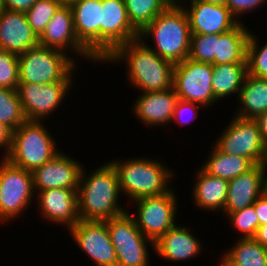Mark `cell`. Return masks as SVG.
Here are the masks:
<instances>
[{
	"label": "cell",
	"instance_id": "1",
	"mask_svg": "<svg viewBox=\"0 0 267 266\" xmlns=\"http://www.w3.org/2000/svg\"><path fill=\"white\" fill-rule=\"evenodd\" d=\"M125 64L127 82L140 93L163 91L173 87L175 64L162 59L140 38L119 45L103 64ZM112 62V63H111ZM124 62V63H123Z\"/></svg>",
	"mask_w": 267,
	"mask_h": 266
},
{
	"label": "cell",
	"instance_id": "2",
	"mask_svg": "<svg viewBox=\"0 0 267 266\" xmlns=\"http://www.w3.org/2000/svg\"><path fill=\"white\" fill-rule=\"evenodd\" d=\"M87 173L83 166L78 185L80 220L105 221L125 213L127 210L119 203L122 194L113 164L106 161Z\"/></svg>",
	"mask_w": 267,
	"mask_h": 266
},
{
	"label": "cell",
	"instance_id": "3",
	"mask_svg": "<svg viewBox=\"0 0 267 266\" xmlns=\"http://www.w3.org/2000/svg\"><path fill=\"white\" fill-rule=\"evenodd\" d=\"M109 161L117 171L121 194L131 202L165 194L172 188L171 182L176 174L161 159L134 156Z\"/></svg>",
	"mask_w": 267,
	"mask_h": 266
},
{
	"label": "cell",
	"instance_id": "4",
	"mask_svg": "<svg viewBox=\"0 0 267 266\" xmlns=\"http://www.w3.org/2000/svg\"><path fill=\"white\" fill-rule=\"evenodd\" d=\"M139 38L162 59L174 64L184 61L189 55L191 38L185 9L171 4L139 33ZM151 38L153 47L147 43Z\"/></svg>",
	"mask_w": 267,
	"mask_h": 266
},
{
	"label": "cell",
	"instance_id": "5",
	"mask_svg": "<svg viewBox=\"0 0 267 266\" xmlns=\"http://www.w3.org/2000/svg\"><path fill=\"white\" fill-rule=\"evenodd\" d=\"M47 129L44 121L26 120L13 131L11 148L5 158L31 172L51 160L61 150Z\"/></svg>",
	"mask_w": 267,
	"mask_h": 266
},
{
	"label": "cell",
	"instance_id": "6",
	"mask_svg": "<svg viewBox=\"0 0 267 266\" xmlns=\"http://www.w3.org/2000/svg\"><path fill=\"white\" fill-rule=\"evenodd\" d=\"M75 55L57 49L36 46L18 55L19 83L49 84L74 81L79 62ZM77 63H76V61Z\"/></svg>",
	"mask_w": 267,
	"mask_h": 266
},
{
	"label": "cell",
	"instance_id": "7",
	"mask_svg": "<svg viewBox=\"0 0 267 266\" xmlns=\"http://www.w3.org/2000/svg\"><path fill=\"white\" fill-rule=\"evenodd\" d=\"M0 224L21 218L35 201L32 172L0 158Z\"/></svg>",
	"mask_w": 267,
	"mask_h": 266
},
{
	"label": "cell",
	"instance_id": "8",
	"mask_svg": "<svg viewBox=\"0 0 267 266\" xmlns=\"http://www.w3.org/2000/svg\"><path fill=\"white\" fill-rule=\"evenodd\" d=\"M105 222L117 256V266H151L148 248L154 251V242L138 229L130 211Z\"/></svg>",
	"mask_w": 267,
	"mask_h": 266
},
{
	"label": "cell",
	"instance_id": "9",
	"mask_svg": "<svg viewBox=\"0 0 267 266\" xmlns=\"http://www.w3.org/2000/svg\"><path fill=\"white\" fill-rule=\"evenodd\" d=\"M176 194V195H175ZM178 196L171 188L159 196L144 197L133 201L136 211L130 215L138 229L150 240L156 242L176 225Z\"/></svg>",
	"mask_w": 267,
	"mask_h": 266
},
{
	"label": "cell",
	"instance_id": "10",
	"mask_svg": "<svg viewBox=\"0 0 267 266\" xmlns=\"http://www.w3.org/2000/svg\"><path fill=\"white\" fill-rule=\"evenodd\" d=\"M212 71V64L190 58L175 64L173 87L178 99L201 105V109L219 103L212 90Z\"/></svg>",
	"mask_w": 267,
	"mask_h": 266
},
{
	"label": "cell",
	"instance_id": "11",
	"mask_svg": "<svg viewBox=\"0 0 267 266\" xmlns=\"http://www.w3.org/2000/svg\"><path fill=\"white\" fill-rule=\"evenodd\" d=\"M229 124L212 143L219 151L248 158L254 165L264 158L265 142L255 119L232 115Z\"/></svg>",
	"mask_w": 267,
	"mask_h": 266
},
{
	"label": "cell",
	"instance_id": "12",
	"mask_svg": "<svg viewBox=\"0 0 267 266\" xmlns=\"http://www.w3.org/2000/svg\"><path fill=\"white\" fill-rule=\"evenodd\" d=\"M75 81L49 84L19 83L18 94L27 120L47 121L70 94ZM48 117V118H47Z\"/></svg>",
	"mask_w": 267,
	"mask_h": 266
},
{
	"label": "cell",
	"instance_id": "13",
	"mask_svg": "<svg viewBox=\"0 0 267 266\" xmlns=\"http://www.w3.org/2000/svg\"><path fill=\"white\" fill-rule=\"evenodd\" d=\"M68 233L95 266H117V256L105 221L79 220Z\"/></svg>",
	"mask_w": 267,
	"mask_h": 266
},
{
	"label": "cell",
	"instance_id": "14",
	"mask_svg": "<svg viewBox=\"0 0 267 266\" xmlns=\"http://www.w3.org/2000/svg\"><path fill=\"white\" fill-rule=\"evenodd\" d=\"M39 45L69 53L70 56L75 54L77 59L80 58L83 60L84 58L89 63L94 62V65L97 64L96 62L99 63L78 41L70 5H61L58 8L47 24L44 32L39 37Z\"/></svg>",
	"mask_w": 267,
	"mask_h": 266
},
{
	"label": "cell",
	"instance_id": "15",
	"mask_svg": "<svg viewBox=\"0 0 267 266\" xmlns=\"http://www.w3.org/2000/svg\"><path fill=\"white\" fill-rule=\"evenodd\" d=\"M139 38L132 26L124 0H102L101 11V63L119 45Z\"/></svg>",
	"mask_w": 267,
	"mask_h": 266
},
{
	"label": "cell",
	"instance_id": "16",
	"mask_svg": "<svg viewBox=\"0 0 267 266\" xmlns=\"http://www.w3.org/2000/svg\"><path fill=\"white\" fill-rule=\"evenodd\" d=\"M75 159L74 156L70 157L61 149L51 160L34 169L32 177L35 194L56 188L78 190L80 173L84 164Z\"/></svg>",
	"mask_w": 267,
	"mask_h": 266
},
{
	"label": "cell",
	"instance_id": "17",
	"mask_svg": "<svg viewBox=\"0 0 267 266\" xmlns=\"http://www.w3.org/2000/svg\"><path fill=\"white\" fill-rule=\"evenodd\" d=\"M180 5L186 11L191 34H223L239 24L226 5L200 0H186Z\"/></svg>",
	"mask_w": 267,
	"mask_h": 266
},
{
	"label": "cell",
	"instance_id": "18",
	"mask_svg": "<svg viewBox=\"0 0 267 266\" xmlns=\"http://www.w3.org/2000/svg\"><path fill=\"white\" fill-rule=\"evenodd\" d=\"M35 197L38 213L46 223L65 225L69 230L79 222L78 190L48 189L37 192Z\"/></svg>",
	"mask_w": 267,
	"mask_h": 266
},
{
	"label": "cell",
	"instance_id": "19",
	"mask_svg": "<svg viewBox=\"0 0 267 266\" xmlns=\"http://www.w3.org/2000/svg\"><path fill=\"white\" fill-rule=\"evenodd\" d=\"M70 7L78 41L101 64L102 0H79Z\"/></svg>",
	"mask_w": 267,
	"mask_h": 266
},
{
	"label": "cell",
	"instance_id": "20",
	"mask_svg": "<svg viewBox=\"0 0 267 266\" xmlns=\"http://www.w3.org/2000/svg\"><path fill=\"white\" fill-rule=\"evenodd\" d=\"M177 101L178 96L174 87L163 91L139 93L132 103L133 115L150 128L168 126L171 124Z\"/></svg>",
	"mask_w": 267,
	"mask_h": 266
},
{
	"label": "cell",
	"instance_id": "21",
	"mask_svg": "<svg viewBox=\"0 0 267 266\" xmlns=\"http://www.w3.org/2000/svg\"><path fill=\"white\" fill-rule=\"evenodd\" d=\"M39 45V37L28 23L26 13L2 8L0 12V49L21 55Z\"/></svg>",
	"mask_w": 267,
	"mask_h": 266
},
{
	"label": "cell",
	"instance_id": "22",
	"mask_svg": "<svg viewBox=\"0 0 267 266\" xmlns=\"http://www.w3.org/2000/svg\"><path fill=\"white\" fill-rule=\"evenodd\" d=\"M227 201L223 213H234L253 203L265 192L266 173L261 164L228 180Z\"/></svg>",
	"mask_w": 267,
	"mask_h": 266
},
{
	"label": "cell",
	"instance_id": "23",
	"mask_svg": "<svg viewBox=\"0 0 267 266\" xmlns=\"http://www.w3.org/2000/svg\"><path fill=\"white\" fill-rule=\"evenodd\" d=\"M177 223L154 242L155 254L170 262H186L202 252L203 244L186 226Z\"/></svg>",
	"mask_w": 267,
	"mask_h": 266
},
{
	"label": "cell",
	"instance_id": "24",
	"mask_svg": "<svg viewBox=\"0 0 267 266\" xmlns=\"http://www.w3.org/2000/svg\"><path fill=\"white\" fill-rule=\"evenodd\" d=\"M192 200L200 210L217 213L224 211L227 201L228 180L209 175L201 167L194 174Z\"/></svg>",
	"mask_w": 267,
	"mask_h": 266
},
{
	"label": "cell",
	"instance_id": "25",
	"mask_svg": "<svg viewBox=\"0 0 267 266\" xmlns=\"http://www.w3.org/2000/svg\"><path fill=\"white\" fill-rule=\"evenodd\" d=\"M238 99L239 105L235 108V116L256 119L267 112V79L247 73Z\"/></svg>",
	"mask_w": 267,
	"mask_h": 266
},
{
	"label": "cell",
	"instance_id": "26",
	"mask_svg": "<svg viewBox=\"0 0 267 266\" xmlns=\"http://www.w3.org/2000/svg\"><path fill=\"white\" fill-rule=\"evenodd\" d=\"M251 30L240 22L232 30L219 34L215 53V65L247 63V45Z\"/></svg>",
	"mask_w": 267,
	"mask_h": 266
},
{
	"label": "cell",
	"instance_id": "27",
	"mask_svg": "<svg viewBox=\"0 0 267 266\" xmlns=\"http://www.w3.org/2000/svg\"><path fill=\"white\" fill-rule=\"evenodd\" d=\"M247 73V63L213 65L212 90L214 97L220 102L236 94V98H238Z\"/></svg>",
	"mask_w": 267,
	"mask_h": 266
},
{
	"label": "cell",
	"instance_id": "28",
	"mask_svg": "<svg viewBox=\"0 0 267 266\" xmlns=\"http://www.w3.org/2000/svg\"><path fill=\"white\" fill-rule=\"evenodd\" d=\"M209 153V156L200 167L214 177L231 180L254 166L248 158L223 153L214 145L210 147Z\"/></svg>",
	"mask_w": 267,
	"mask_h": 266
},
{
	"label": "cell",
	"instance_id": "29",
	"mask_svg": "<svg viewBox=\"0 0 267 266\" xmlns=\"http://www.w3.org/2000/svg\"><path fill=\"white\" fill-rule=\"evenodd\" d=\"M222 255L236 266H267V249L253 238L235 240Z\"/></svg>",
	"mask_w": 267,
	"mask_h": 266
},
{
	"label": "cell",
	"instance_id": "30",
	"mask_svg": "<svg viewBox=\"0 0 267 266\" xmlns=\"http://www.w3.org/2000/svg\"><path fill=\"white\" fill-rule=\"evenodd\" d=\"M128 18L140 33L171 3L168 0H124Z\"/></svg>",
	"mask_w": 267,
	"mask_h": 266
},
{
	"label": "cell",
	"instance_id": "31",
	"mask_svg": "<svg viewBox=\"0 0 267 266\" xmlns=\"http://www.w3.org/2000/svg\"><path fill=\"white\" fill-rule=\"evenodd\" d=\"M26 120L18 91L0 88V122L14 131Z\"/></svg>",
	"mask_w": 267,
	"mask_h": 266
},
{
	"label": "cell",
	"instance_id": "32",
	"mask_svg": "<svg viewBox=\"0 0 267 266\" xmlns=\"http://www.w3.org/2000/svg\"><path fill=\"white\" fill-rule=\"evenodd\" d=\"M219 34H191L188 58L215 65V53Z\"/></svg>",
	"mask_w": 267,
	"mask_h": 266
},
{
	"label": "cell",
	"instance_id": "33",
	"mask_svg": "<svg viewBox=\"0 0 267 266\" xmlns=\"http://www.w3.org/2000/svg\"><path fill=\"white\" fill-rule=\"evenodd\" d=\"M61 5L58 0H37L26 12L28 23L38 37Z\"/></svg>",
	"mask_w": 267,
	"mask_h": 266
},
{
	"label": "cell",
	"instance_id": "34",
	"mask_svg": "<svg viewBox=\"0 0 267 266\" xmlns=\"http://www.w3.org/2000/svg\"><path fill=\"white\" fill-rule=\"evenodd\" d=\"M222 215L228 219L232 230L234 228V231H238L240 239H248L255 236L259 221L253 205L234 213H223Z\"/></svg>",
	"mask_w": 267,
	"mask_h": 266
},
{
	"label": "cell",
	"instance_id": "35",
	"mask_svg": "<svg viewBox=\"0 0 267 266\" xmlns=\"http://www.w3.org/2000/svg\"><path fill=\"white\" fill-rule=\"evenodd\" d=\"M257 35L250 33L247 45L248 74L267 79V42L260 45Z\"/></svg>",
	"mask_w": 267,
	"mask_h": 266
},
{
	"label": "cell",
	"instance_id": "36",
	"mask_svg": "<svg viewBox=\"0 0 267 266\" xmlns=\"http://www.w3.org/2000/svg\"><path fill=\"white\" fill-rule=\"evenodd\" d=\"M19 84L18 55L0 49V88L17 90Z\"/></svg>",
	"mask_w": 267,
	"mask_h": 266
},
{
	"label": "cell",
	"instance_id": "37",
	"mask_svg": "<svg viewBox=\"0 0 267 266\" xmlns=\"http://www.w3.org/2000/svg\"><path fill=\"white\" fill-rule=\"evenodd\" d=\"M201 105L195 104L193 102L184 101L181 99H178L175 105L173 117L171 120L172 122H176L177 124L187 125L188 123H192V120H195L196 117H198L199 113V107Z\"/></svg>",
	"mask_w": 267,
	"mask_h": 266
},
{
	"label": "cell",
	"instance_id": "38",
	"mask_svg": "<svg viewBox=\"0 0 267 266\" xmlns=\"http://www.w3.org/2000/svg\"><path fill=\"white\" fill-rule=\"evenodd\" d=\"M266 3L267 0H226V6L239 23L241 22V18L244 17V14L253 13V10H259Z\"/></svg>",
	"mask_w": 267,
	"mask_h": 266
},
{
	"label": "cell",
	"instance_id": "39",
	"mask_svg": "<svg viewBox=\"0 0 267 266\" xmlns=\"http://www.w3.org/2000/svg\"><path fill=\"white\" fill-rule=\"evenodd\" d=\"M12 133L13 131L4 123L0 122V151L3 155L1 158H5L10 151L12 143Z\"/></svg>",
	"mask_w": 267,
	"mask_h": 266
},
{
	"label": "cell",
	"instance_id": "40",
	"mask_svg": "<svg viewBox=\"0 0 267 266\" xmlns=\"http://www.w3.org/2000/svg\"><path fill=\"white\" fill-rule=\"evenodd\" d=\"M37 0H1L2 8L26 13Z\"/></svg>",
	"mask_w": 267,
	"mask_h": 266
},
{
	"label": "cell",
	"instance_id": "41",
	"mask_svg": "<svg viewBox=\"0 0 267 266\" xmlns=\"http://www.w3.org/2000/svg\"><path fill=\"white\" fill-rule=\"evenodd\" d=\"M259 226L267 224V192L265 191L254 203H253Z\"/></svg>",
	"mask_w": 267,
	"mask_h": 266
},
{
	"label": "cell",
	"instance_id": "42",
	"mask_svg": "<svg viewBox=\"0 0 267 266\" xmlns=\"http://www.w3.org/2000/svg\"><path fill=\"white\" fill-rule=\"evenodd\" d=\"M253 239L267 249V224L261 225L257 228Z\"/></svg>",
	"mask_w": 267,
	"mask_h": 266
},
{
	"label": "cell",
	"instance_id": "43",
	"mask_svg": "<svg viewBox=\"0 0 267 266\" xmlns=\"http://www.w3.org/2000/svg\"><path fill=\"white\" fill-rule=\"evenodd\" d=\"M255 121L259 126V130L261 132L262 139L265 143H267V112L259 115Z\"/></svg>",
	"mask_w": 267,
	"mask_h": 266
},
{
	"label": "cell",
	"instance_id": "44",
	"mask_svg": "<svg viewBox=\"0 0 267 266\" xmlns=\"http://www.w3.org/2000/svg\"><path fill=\"white\" fill-rule=\"evenodd\" d=\"M220 263L218 265L220 266H236L228 257L225 255L220 258Z\"/></svg>",
	"mask_w": 267,
	"mask_h": 266
},
{
	"label": "cell",
	"instance_id": "45",
	"mask_svg": "<svg viewBox=\"0 0 267 266\" xmlns=\"http://www.w3.org/2000/svg\"><path fill=\"white\" fill-rule=\"evenodd\" d=\"M262 168L264 169L265 173L267 174V143H265V149H264V158L262 160Z\"/></svg>",
	"mask_w": 267,
	"mask_h": 266
},
{
	"label": "cell",
	"instance_id": "46",
	"mask_svg": "<svg viewBox=\"0 0 267 266\" xmlns=\"http://www.w3.org/2000/svg\"><path fill=\"white\" fill-rule=\"evenodd\" d=\"M206 3H212L216 5H226V0H200Z\"/></svg>",
	"mask_w": 267,
	"mask_h": 266
},
{
	"label": "cell",
	"instance_id": "47",
	"mask_svg": "<svg viewBox=\"0 0 267 266\" xmlns=\"http://www.w3.org/2000/svg\"><path fill=\"white\" fill-rule=\"evenodd\" d=\"M62 5H71L72 3L79 0H58Z\"/></svg>",
	"mask_w": 267,
	"mask_h": 266
},
{
	"label": "cell",
	"instance_id": "48",
	"mask_svg": "<svg viewBox=\"0 0 267 266\" xmlns=\"http://www.w3.org/2000/svg\"><path fill=\"white\" fill-rule=\"evenodd\" d=\"M171 4H178V5H180V4H182L184 1H186V0H168Z\"/></svg>",
	"mask_w": 267,
	"mask_h": 266
},
{
	"label": "cell",
	"instance_id": "49",
	"mask_svg": "<svg viewBox=\"0 0 267 266\" xmlns=\"http://www.w3.org/2000/svg\"><path fill=\"white\" fill-rule=\"evenodd\" d=\"M265 191L267 192V174H266V187H265Z\"/></svg>",
	"mask_w": 267,
	"mask_h": 266
},
{
	"label": "cell",
	"instance_id": "50",
	"mask_svg": "<svg viewBox=\"0 0 267 266\" xmlns=\"http://www.w3.org/2000/svg\"><path fill=\"white\" fill-rule=\"evenodd\" d=\"M1 10H2V5H1V0H0V12H1Z\"/></svg>",
	"mask_w": 267,
	"mask_h": 266
}]
</instances>
